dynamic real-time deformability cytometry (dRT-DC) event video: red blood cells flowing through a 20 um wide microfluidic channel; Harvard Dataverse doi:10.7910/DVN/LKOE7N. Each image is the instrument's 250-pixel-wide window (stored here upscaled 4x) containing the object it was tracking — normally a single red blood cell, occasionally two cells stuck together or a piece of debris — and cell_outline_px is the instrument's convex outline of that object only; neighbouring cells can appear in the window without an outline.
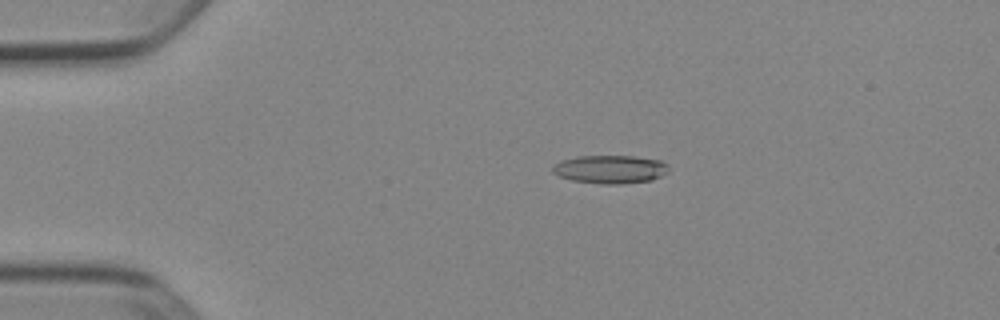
{"species": "Egyptian fruit bat (a non-hibernating species)", "species_latin": "Rousettus aegyptiacus", "temperature_condition": "cold", "stored_images_in_passage": 53, "camera_frame_rate_fps": 3000, "um_per_image_px": 0.085, "animal": {"sex": "female"}, "frame": {"image": 1, "passage_image": 12, "time_ms": 3.667, "image_size_px": [1000, 320], "cell_outline_px": [[668, 172], [652, 180], [620, 184], [600, 184], [572, 180], [560, 176], [552, 172], [552, 164], [560, 160], [576, 156], [636, 156], [660, 160], [668, 164]], "centroid_in_image_um": [51.85, 14.38], "position_along_channel_um": 33.1, "area_um2": 19.31}}
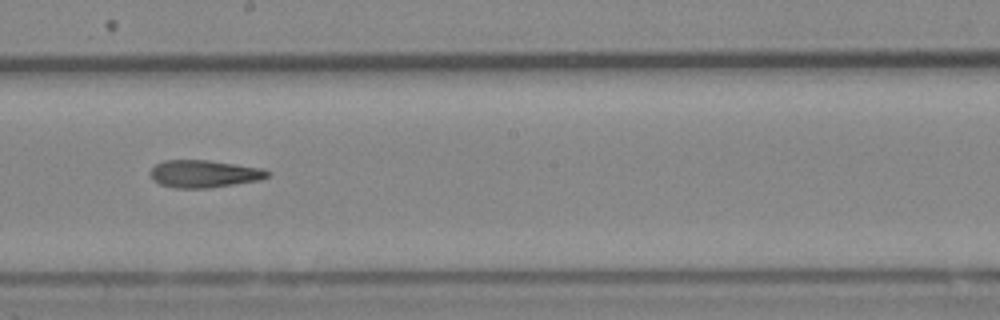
{"frame": {"image": 2, "passage_image": 31, "time_ms": 10.0, "image_size_px": [1000, 320], "cell_outline_px": [[268, 176], [260, 180], [208, 188], [176, 188], [160, 184], [152, 180], [148, 172], [156, 164], [164, 160], [208, 160], [264, 168], [268, 172]], "centroid_in_image_um": [17.31, 14.77], "position_along_channel_um": 230.9, "area_um2": 18.79}}
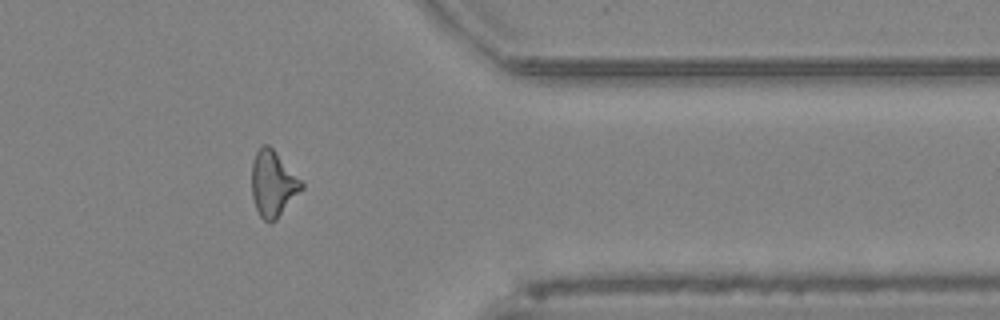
{"frame": {"image": 3, "passage_image": 44, "time_ms": 14.333, "image_size_px": [1000, 320], "cell_outline_px": [[304, 188], [276, 220], [272, 224], [268, 224], [260, 216], [256, 208], [252, 196], [252, 160], [260, 144], [268, 144], [272, 148], [304, 184]], "centroid_in_image_um": [23.19, 15.64], "position_along_channel_um": 388.2, "area_um2": 19.13}}